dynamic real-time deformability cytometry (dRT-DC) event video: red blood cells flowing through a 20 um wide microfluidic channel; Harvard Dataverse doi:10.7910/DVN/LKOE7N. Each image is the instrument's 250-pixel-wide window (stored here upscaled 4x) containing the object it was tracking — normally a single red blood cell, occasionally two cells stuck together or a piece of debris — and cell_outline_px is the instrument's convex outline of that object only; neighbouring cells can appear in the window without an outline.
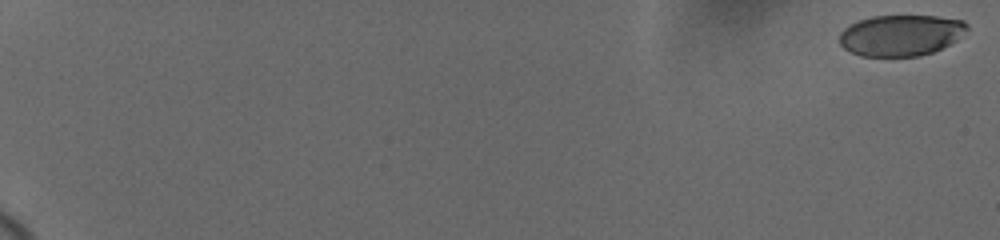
{"species": "human", "species_latin": "Homo sapiens", "temperature_condition": "cold", "stored_images_in_passage": 16, "camera_frame_rate_fps": 3000, "um_per_image_px": 0.085, "donor": {"sex": "female"}, "frame": {"image": 1, "passage_image": 1, "time_ms": 0.0, "image_size_px": [1000, 240], "cell_outline_px": [[968, 28], [956, 40], [932, 52], [920, 56], [860, 56], [844, 48], [840, 44], [840, 32], [844, 28], [860, 20], [872, 16], [936, 16], [964, 20], [968, 24]], "centroid_in_image_um": [76.57, 2.99], "position_along_channel_um": 8.4, "area_um2": 30.35}}
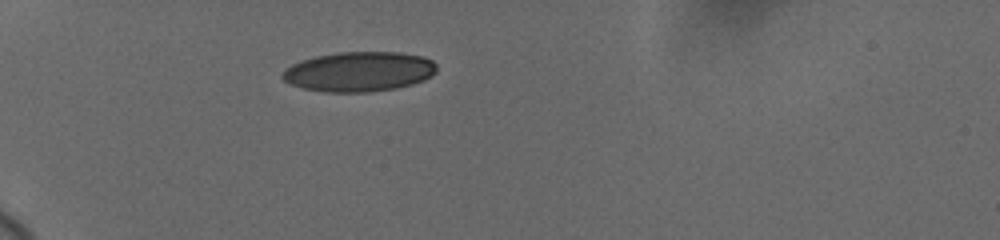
{"frame": {"image": 2, "passage_image": 10, "time_ms": 6.667, "image_size_px": [1000, 240], "cell_outline_px": [[436, 72], [432, 76], [424, 80], [412, 84], [396, 88], [368, 92], [328, 92], [304, 88], [292, 84], [284, 80], [280, 76], [280, 72], [292, 64], [316, 56], [340, 52], [400, 52], [420, 56], [432, 60], [436, 64]], "centroid_in_image_um": [30.53, 6.09], "position_along_channel_um": 54.5, "area_um2": 35.72}}
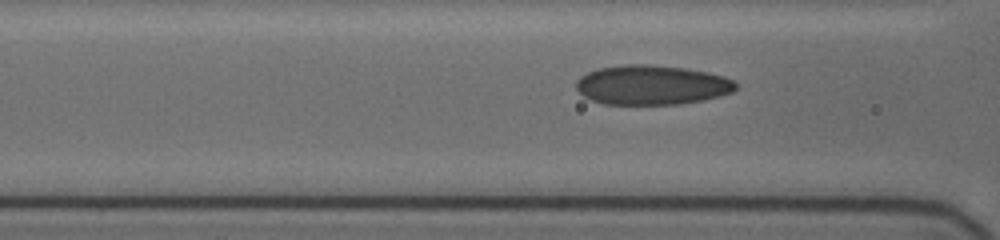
{"frame": {"image": 3, "passage_image": 14, "time_ms": 9.0, "image_size_px": [1000, 240], "cell_outline_px": [[736, 88], [732, 92], [704, 100], [680, 104], [604, 104], [592, 100], [584, 96], [576, 88], [576, 80], [580, 76], [596, 68], [620, 64], [648, 64], [684, 68], [708, 72], [724, 76], [732, 80], [736, 84]], "centroid_in_image_um": [55.37, 7.21], "position_along_channel_um": 111.2, "area_um2": 36.93}}